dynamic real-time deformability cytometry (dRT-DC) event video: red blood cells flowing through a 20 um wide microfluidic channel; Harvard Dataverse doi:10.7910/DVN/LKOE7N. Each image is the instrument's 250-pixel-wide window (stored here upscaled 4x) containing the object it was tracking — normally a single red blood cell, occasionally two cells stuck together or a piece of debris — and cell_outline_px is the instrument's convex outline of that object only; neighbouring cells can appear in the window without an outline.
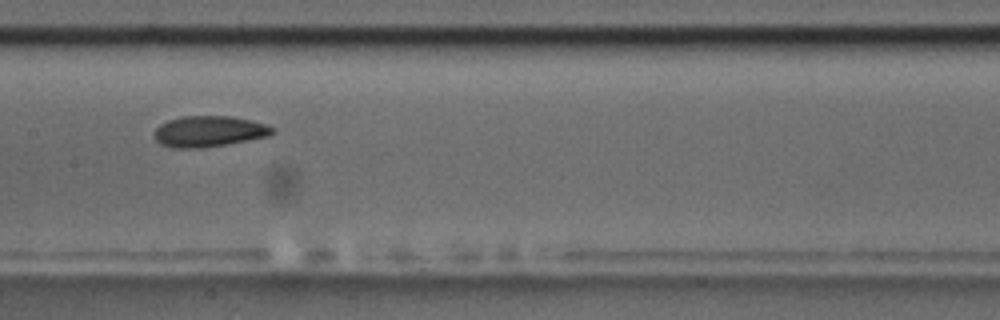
{"species": "common noctule bat (a hibernating species)", "species_latin": "Nyctalus noctula", "temperature_condition": "room temperature", "stored_images_in_passage": 8, "camera_frame_rate_fps": 3000, "um_per_image_px": 0.085, "animal": {"sex": "male", "body_mass_g": 17.5, "forearm_length_mm": 52.3}, "frame": {"image": 1, "passage_image": 5, "time_ms": 4.667, "image_size_px": [1000, 320], "cell_outline_px": [[276, 132], [268, 136], [228, 144], [204, 148], [172, 148], [160, 144], [152, 136], [156, 128], [160, 124], [168, 120], [184, 116], [232, 116], [264, 124], [276, 128]], "centroid_in_image_um": [17.74, 11.18], "position_along_channel_um": 189.7, "area_um2": 21.44}}
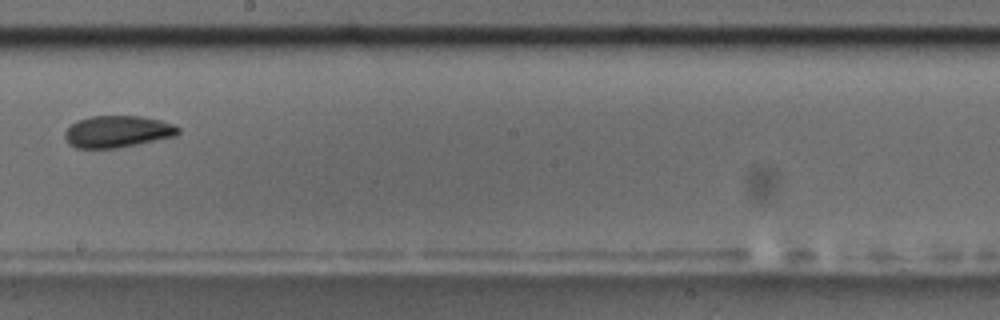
{"frame": {"image": 2, "passage_image": 6, "time_ms": 6.0, "image_size_px": [1000, 320], "cell_outline_px": [[180, 132], [176, 136], [116, 148], [76, 148], [68, 144], [64, 136], [64, 132], [76, 120], [92, 116], [140, 116], [160, 120], [172, 124], [180, 128]], "centroid_in_image_um": [9.96, 11.18], "position_along_channel_um": 238.2, "area_um2": 20.98}}
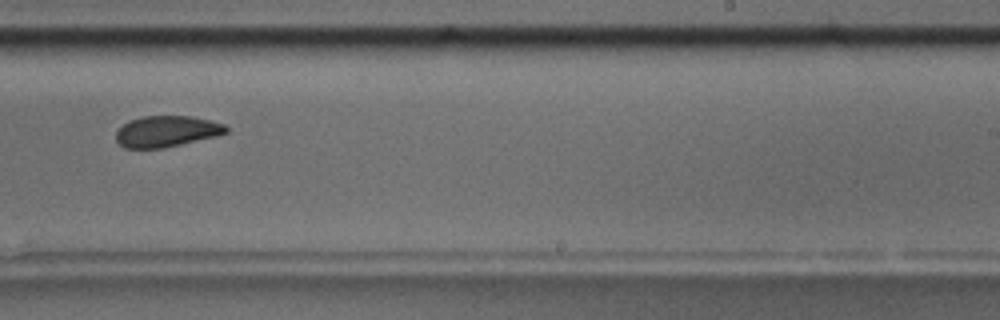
{"frame": {"image": 3, "passage_image": 7, "time_ms": 7.0, "image_size_px": [1000, 320], "cell_outline_px": [[228, 132], [216, 136], [164, 148], [124, 148], [116, 140], [116, 132], [128, 120], [140, 116], [192, 116], [224, 124], [228, 128]], "centroid_in_image_um": [14.15, 11.16], "position_along_channel_um": 274.9, "area_um2": 19.94}}